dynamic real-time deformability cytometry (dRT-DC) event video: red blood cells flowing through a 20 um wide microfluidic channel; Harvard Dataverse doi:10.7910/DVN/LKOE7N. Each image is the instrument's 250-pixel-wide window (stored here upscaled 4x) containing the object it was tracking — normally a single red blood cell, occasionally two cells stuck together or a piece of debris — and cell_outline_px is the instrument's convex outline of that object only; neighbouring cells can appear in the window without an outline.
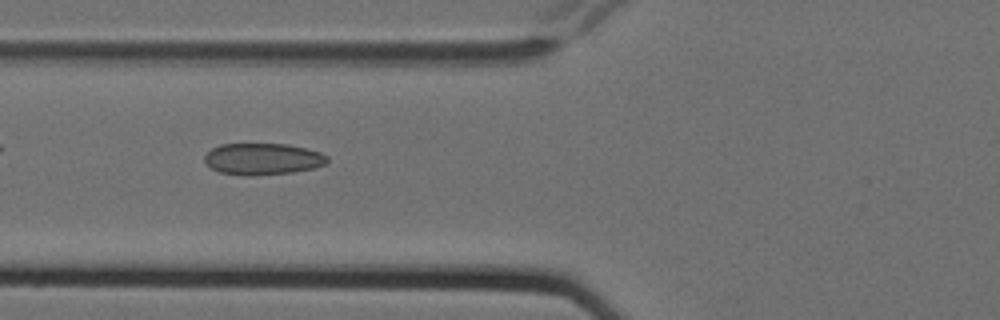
{"species": "Egyptian fruit bat (a non-hibernating species)", "species_latin": "Rousettus aegyptiacus", "temperature_condition": "cold", "stored_images_in_passage": 7, "camera_frame_rate_fps": 3000, "um_per_image_px": 0.085, "animal": {"sex": "female"}, "frame": {"image": 1, "passage_image": 6, "time_ms": 1.667, "image_size_px": [1000, 320], "cell_outline_px": [[328, 160], [324, 164], [316, 168], [292, 172], [248, 176], [244, 176], [220, 172], [212, 168], [204, 160], [204, 156], [212, 148], [220, 144], [288, 144], [320, 152], [328, 156]], "centroid_in_image_um": [22.33, 13.51], "position_along_channel_um": 103.5, "area_um2": 22.54}}
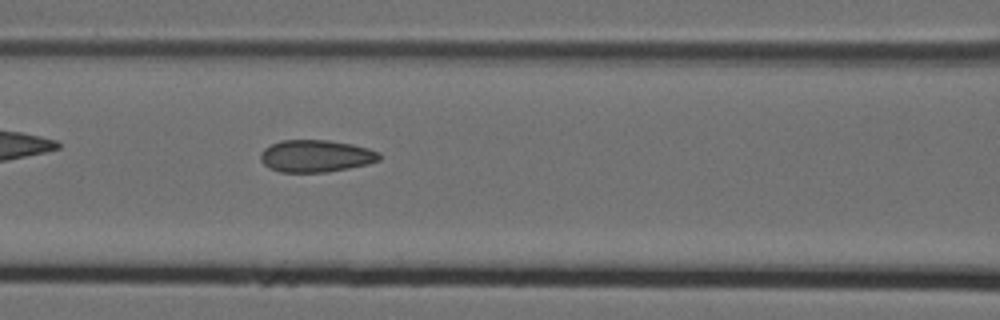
{"frame": {"image": 2, "passage_image": 7, "time_ms": 2.0, "image_size_px": [1000, 320], "cell_outline_px": [[380, 160], [368, 164], [328, 172], [280, 172], [268, 168], [260, 160], [260, 152], [264, 148], [280, 140], [328, 140], [352, 144], [368, 148], [380, 152]], "centroid_in_image_um": [26.83, 13.26], "position_along_channel_um": 139.8, "area_um2": 22.43}}